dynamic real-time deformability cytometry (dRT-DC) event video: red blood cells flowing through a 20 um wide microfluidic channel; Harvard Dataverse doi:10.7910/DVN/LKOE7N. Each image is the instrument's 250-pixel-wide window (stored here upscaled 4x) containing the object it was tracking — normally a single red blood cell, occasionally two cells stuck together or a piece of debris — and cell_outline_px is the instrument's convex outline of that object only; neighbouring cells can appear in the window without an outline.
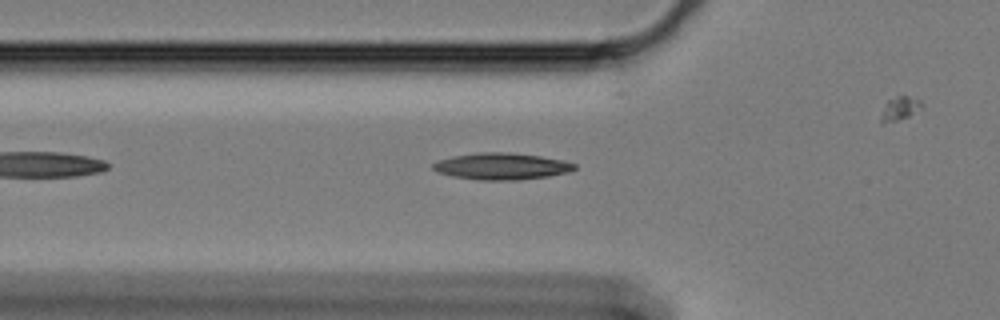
{"species": "Egyptian fruit bat (a non-hibernating species)", "species_latin": "Rousettus aegyptiacus", "temperature_condition": "cold", "stored_images_in_passage": 32, "camera_frame_rate_fps": 3000, "um_per_image_px": 0.085, "animal": {"sex": "female"}, "frame": {"image": 1, "passage_image": 3, "time_ms": 0.667, "image_size_px": [1000, 320], "cell_outline_px": [[576, 168], [568, 172], [548, 176], [516, 180], [480, 180], [452, 176], [436, 172], [432, 168], [432, 164], [440, 160], [452, 156], [476, 152], [508, 152], [540, 156], [564, 160], [576, 164]], "centroid_in_image_um": [42.62, 14.13], "position_along_channel_um": 83.2, "area_um2": 22.02}}
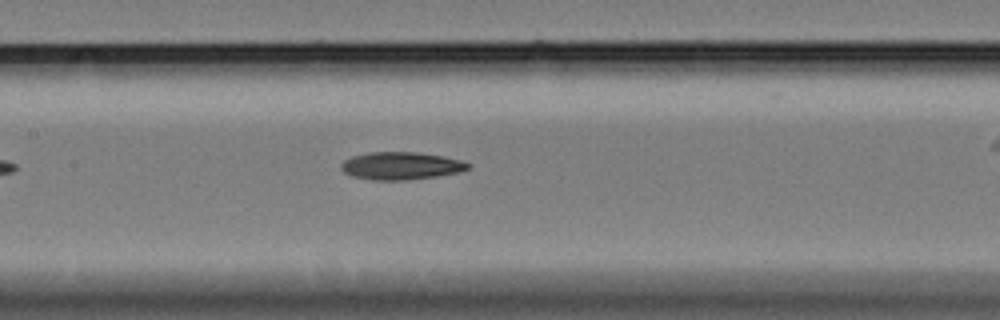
{"frame": {"image": 2, "passage_image": 11, "time_ms": 3.333, "image_size_px": [1000, 320], "cell_outline_px": [[472, 164], [468, 168], [460, 172], [436, 176], [404, 180], [372, 180], [352, 176], [344, 172], [340, 168], [340, 164], [344, 160], [352, 156], [368, 152], [416, 152], [440, 156], [460, 160]], "centroid_in_image_um": [34.04, 14.09], "position_along_channel_um": 173.4, "area_um2": 20.35}}
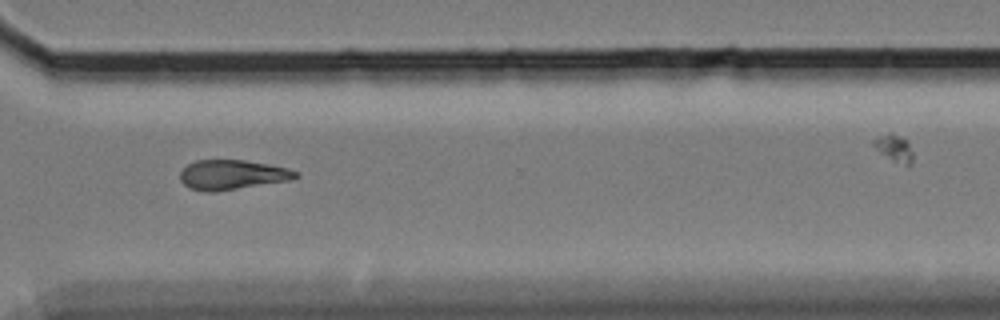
{"frame": {"image": 3, "passage_image": 27, "time_ms": 8.667, "image_size_px": [1000, 320], "cell_outline_px": [[300, 176], [288, 180], [212, 192], [204, 192], [188, 188], [180, 180], [180, 172], [188, 164], [196, 160], [244, 160], [268, 164], [288, 168], [296, 172]], "centroid_in_image_um": [19.69, 14.85], "position_along_channel_um": 350.9, "area_um2": 19.77}}